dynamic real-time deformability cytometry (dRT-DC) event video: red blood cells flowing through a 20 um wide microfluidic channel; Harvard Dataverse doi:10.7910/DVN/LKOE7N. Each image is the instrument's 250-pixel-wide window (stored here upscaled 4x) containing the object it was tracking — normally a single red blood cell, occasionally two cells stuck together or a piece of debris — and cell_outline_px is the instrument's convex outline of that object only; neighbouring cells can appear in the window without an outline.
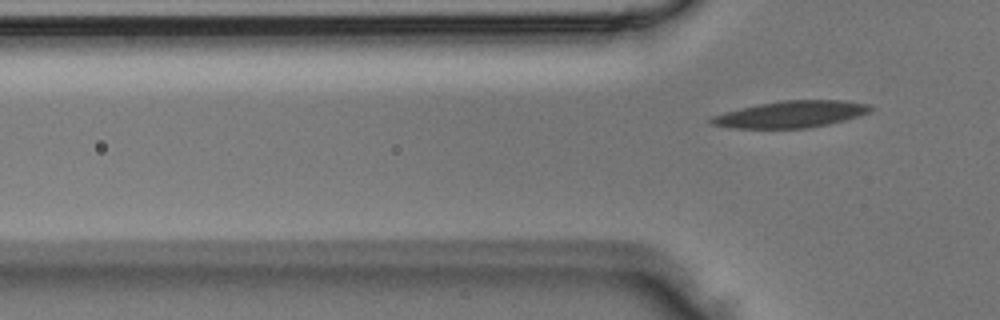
{"species": "Egyptian fruit bat (a non-hibernating species)", "species_latin": "Rousettus aegyptiacus", "temperature_condition": "room temperature", "stored_images_in_passage": 3, "camera_frame_rate_fps": 3000, "um_per_image_px": 0.085, "animal": {"sex": "male"}, "frame": {"image": 1, "passage_image": 3, "time_ms": 0.667, "image_size_px": [1000, 320], "cell_outline_px": [[872, 108], [868, 112], [860, 116], [828, 124], [808, 128], [732, 128], [708, 124], [708, 120], [712, 116], [724, 112], [740, 108], [780, 100], [844, 100], [872, 104]], "centroid_in_image_um": [67.22, 9.71], "position_along_channel_um": 58.6, "area_um2": 24.91}}